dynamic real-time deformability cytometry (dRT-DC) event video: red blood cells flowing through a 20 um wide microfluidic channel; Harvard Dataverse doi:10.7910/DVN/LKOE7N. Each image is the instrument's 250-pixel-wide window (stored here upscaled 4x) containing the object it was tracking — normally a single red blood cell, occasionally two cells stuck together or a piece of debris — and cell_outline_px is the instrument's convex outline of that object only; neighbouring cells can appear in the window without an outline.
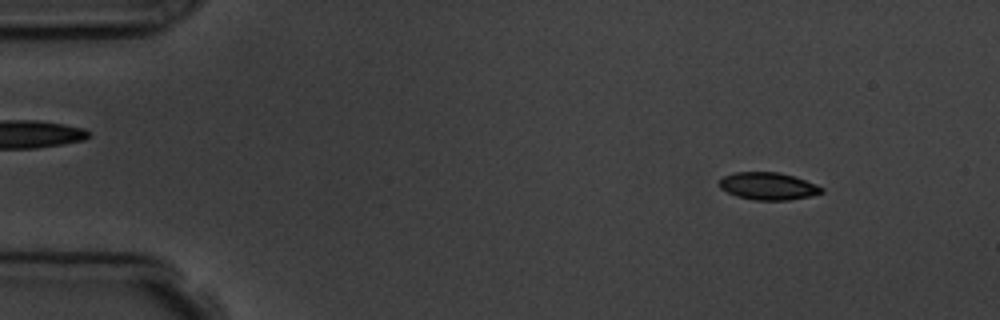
{"species": "common noctule bat (a hibernating species)", "species_latin": "Nyctalus noctula", "temperature_condition": "room temperature", "stored_images_in_passage": 8, "camera_frame_rate_fps": 3000, "um_per_image_px": 0.085, "animal": {"sex": "male", "body_mass_g": 19.5, "forearm_length_mm": 54.6}, "frame": {"image": 1, "passage_image": 2, "time_ms": 1.0, "image_size_px": [1000, 320], "cell_outline_px": [[824, 192], [808, 196], [788, 200], [752, 200], [736, 196], [720, 188], [720, 180], [724, 176], [736, 172], [780, 172], [816, 184], [824, 188]], "centroid_in_image_um": [65.29, 15.82], "position_along_channel_um": 19.7, "area_um2": 16.18}}
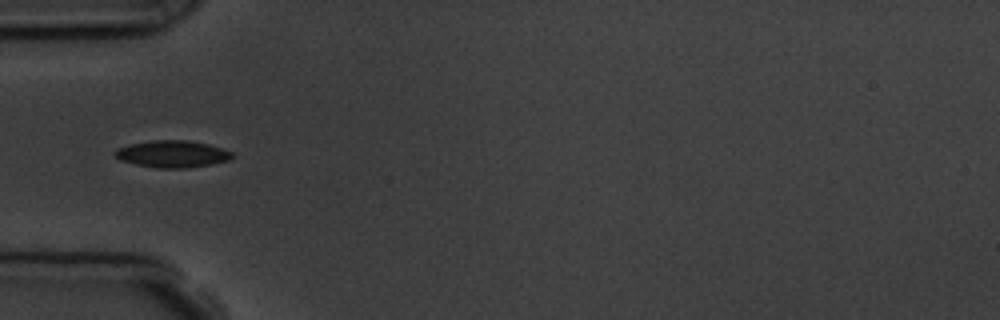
{"frame": {"image": 2, "passage_image": 5, "time_ms": 4.667, "image_size_px": [1000, 320], "cell_outline_px": [[232, 156], [228, 160], [212, 164], [184, 168], [156, 168], [136, 164], [120, 160], [112, 152], [116, 148], [128, 144], [152, 140], [188, 140], [208, 144], [224, 148], [232, 152]], "centroid_in_image_um": [14.62, 13.08], "position_along_channel_um": 70.4, "area_um2": 18.5}}